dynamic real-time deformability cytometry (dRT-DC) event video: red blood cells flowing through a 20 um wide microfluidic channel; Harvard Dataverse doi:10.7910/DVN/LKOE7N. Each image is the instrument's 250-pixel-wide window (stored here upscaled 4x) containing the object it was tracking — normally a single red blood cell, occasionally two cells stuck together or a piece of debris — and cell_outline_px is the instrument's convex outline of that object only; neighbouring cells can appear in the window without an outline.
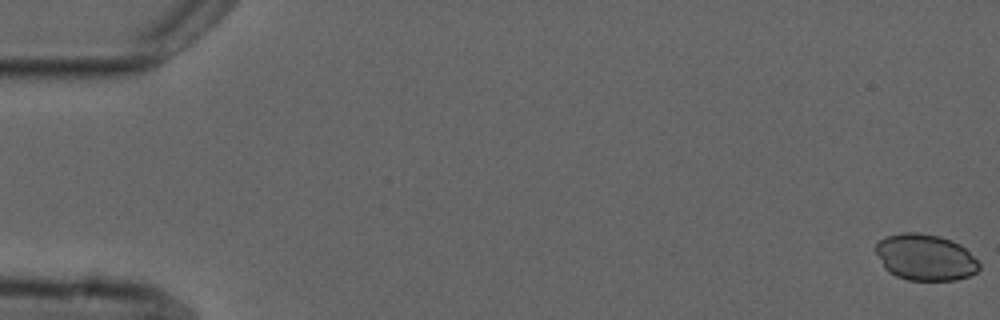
{"species": "common noctule bat (a hibernating species)", "species_latin": "Nyctalus noctula", "temperature_condition": "cold", "stored_images_in_passage": 10, "camera_frame_rate_fps": 3000, "um_per_image_px": 0.085, "animal": {"sex": "male", "forearm_length_mm": 52.5}, "frame": {"image": 1, "passage_image": 1, "time_ms": 0.0, "image_size_px": [1000, 320], "cell_outline_px": [[980, 268], [976, 272], [968, 276], [956, 280], [908, 280], [896, 276], [888, 272], [884, 268], [876, 252], [876, 244], [884, 236], [904, 232], [920, 232], [940, 236], [952, 240], [960, 244], [980, 264]], "centroid_in_image_um": [78.63, 21.86], "position_along_channel_um": 6.4, "area_um2": 27.98}}